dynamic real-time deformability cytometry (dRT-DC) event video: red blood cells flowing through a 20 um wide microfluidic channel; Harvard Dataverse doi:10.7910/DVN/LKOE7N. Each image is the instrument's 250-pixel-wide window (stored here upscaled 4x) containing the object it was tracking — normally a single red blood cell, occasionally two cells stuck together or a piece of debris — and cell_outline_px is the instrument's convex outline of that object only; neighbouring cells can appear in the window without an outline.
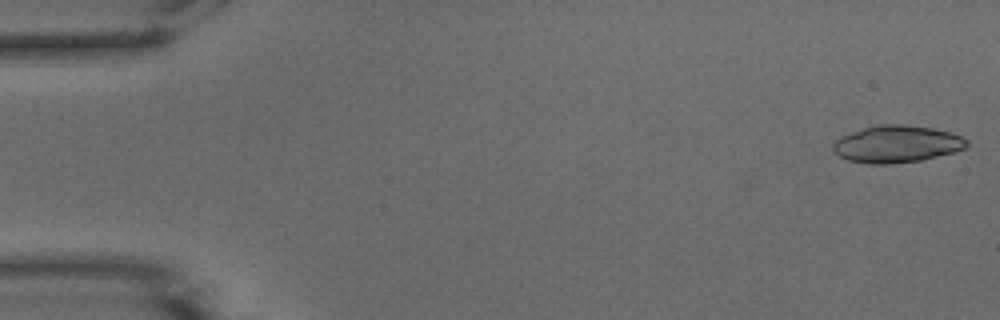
{"species": "common noctule bat (a hibernating species)", "species_latin": "Nyctalus noctula", "temperature_condition": "warm", "stored_images_in_passage": 13, "camera_frame_rate_fps": 3000, "um_per_image_px": 0.085, "animal": {"sex": "male", "body_mass_g": 15.6}, "frame": {"image": 1, "passage_image": 1, "time_ms": 0.0, "image_size_px": [1000, 320], "cell_outline_px": [[968, 144], [964, 148], [952, 152], [924, 160], [892, 164], [868, 164], [848, 160], [840, 156], [832, 148], [832, 144], [840, 136], [864, 128], [880, 124], [904, 124], [932, 128], [948, 132], [960, 136], [968, 140]], "centroid_in_image_um": [76.21, 12.25], "position_along_channel_um": 8.8, "area_um2": 28.84}}
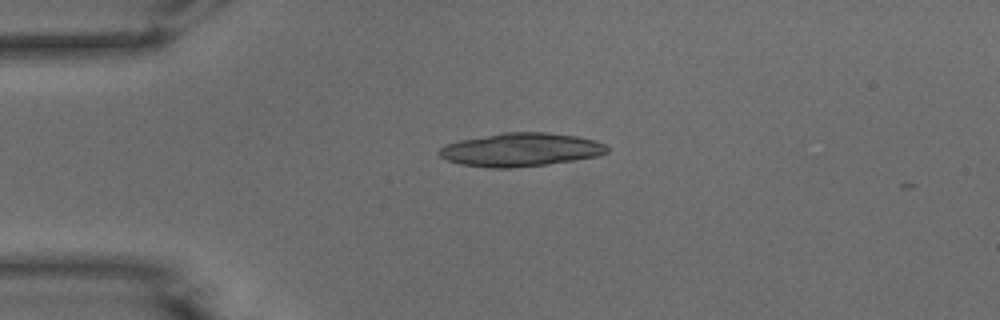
{"frame": {"image": 2, "passage_image": 12, "time_ms": 3.667, "image_size_px": [1000, 320], "cell_outline_px": [[608, 152], [596, 156], [576, 160], [548, 164], [512, 168], [488, 168], [460, 164], [448, 160], [440, 156], [440, 148], [448, 144], [460, 140], [504, 132], [548, 132], [576, 136], [596, 140], [604, 144], [608, 148]], "centroid_in_image_um": [44.29, 12.73], "position_along_channel_um": 40.7, "area_um2": 32.6}}